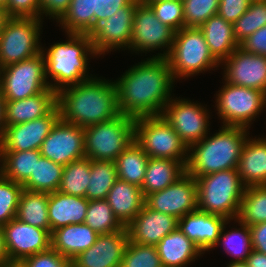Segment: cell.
Returning a JSON list of instances; mask_svg holds the SVG:
<instances>
[{"label":"cell","mask_w":266,"mask_h":267,"mask_svg":"<svg viewBox=\"0 0 266 267\" xmlns=\"http://www.w3.org/2000/svg\"><path fill=\"white\" fill-rule=\"evenodd\" d=\"M226 265L227 267H248L246 262H229Z\"/></svg>","instance_id":"cell-57"},{"label":"cell","mask_w":266,"mask_h":267,"mask_svg":"<svg viewBox=\"0 0 266 267\" xmlns=\"http://www.w3.org/2000/svg\"><path fill=\"white\" fill-rule=\"evenodd\" d=\"M246 264L248 267H266V254L253 249L247 257Z\"/></svg>","instance_id":"cell-53"},{"label":"cell","mask_w":266,"mask_h":267,"mask_svg":"<svg viewBox=\"0 0 266 267\" xmlns=\"http://www.w3.org/2000/svg\"><path fill=\"white\" fill-rule=\"evenodd\" d=\"M6 128L5 122V98L0 90V139L3 137Z\"/></svg>","instance_id":"cell-55"},{"label":"cell","mask_w":266,"mask_h":267,"mask_svg":"<svg viewBox=\"0 0 266 267\" xmlns=\"http://www.w3.org/2000/svg\"><path fill=\"white\" fill-rule=\"evenodd\" d=\"M133 64L115 82L119 113L132 117L161 116L175 95V80L166 58L147 57ZM172 93V94H171Z\"/></svg>","instance_id":"cell-1"},{"label":"cell","mask_w":266,"mask_h":267,"mask_svg":"<svg viewBox=\"0 0 266 267\" xmlns=\"http://www.w3.org/2000/svg\"><path fill=\"white\" fill-rule=\"evenodd\" d=\"M1 267H25L22 262H9L5 263Z\"/></svg>","instance_id":"cell-58"},{"label":"cell","mask_w":266,"mask_h":267,"mask_svg":"<svg viewBox=\"0 0 266 267\" xmlns=\"http://www.w3.org/2000/svg\"><path fill=\"white\" fill-rule=\"evenodd\" d=\"M60 119L57 105L45 116L30 122L6 126L0 139V151L39 150Z\"/></svg>","instance_id":"cell-19"},{"label":"cell","mask_w":266,"mask_h":267,"mask_svg":"<svg viewBox=\"0 0 266 267\" xmlns=\"http://www.w3.org/2000/svg\"><path fill=\"white\" fill-rule=\"evenodd\" d=\"M220 68L223 69L222 81L266 94V56L248 53L238 47L220 63Z\"/></svg>","instance_id":"cell-17"},{"label":"cell","mask_w":266,"mask_h":267,"mask_svg":"<svg viewBox=\"0 0 266 267\" xmlns=\"http://www.w3.org/2000/svg\"><path fill=\"white\" fill-rule=\"evenodd\" d=\"M184 27L199 28L210 17L218 14L219 0H182Z\"/></svg>","instance_id":"cell-44"},{"label":"cell","mask_w":266,"mask_h":267,"mask_svg":"<svg viewBox=\"0 0 266 267\" xmlns=\"http://www.w3.org/2000/svg\"><path fill=\"white\" fill-rule=\"evenodd\" d=\"M166 59L175 81L215 71L220 67V63L210 53L201 29L196 27H184L175 32Z\"/></svg>","instance_id":"cell-6"},{"label":"cell","mask_w":266,"mask_h":267,"mask_svg":"<svg viewBox=\"0 0 266 267\" xmlns=\"http://www.w3.org/2000/svg\"><path fill=\"white\" fill-rule=\"evenodd\" d=\"M10 259L7 254L5 247L4 231L2 226H0V267L5 263H9Z\"/></svg>","instance_id":"cell-54"},{"label":"cell","mask_w":266,"mask_h":267,"mask_svg":"<svg viewBox=\"0 0 266 267\" xmlns=\"http://www.w3.org/2000/svg\"><path fill=\"white\" fill-rule=\"evenodd\" d=\"M226 217L195 210L178 219V228L203 254L209 252L217 243Z\"/></svg>","instance_id":"cell-22"},{"label":"cell","mask_w":266,"mask_h":267,"mask_svg":"<svg viewBox=\"0 0 266 267\" xmlns=\"http://www.w3.org/2000/svg\"><path fill=\"white\" fill-rule=\"evenodd\" d=\"M84 223L98 234H109L124 228L105 199L89 201Z\"/></svg>","instance_id":"cell-40"},{"label":"cell","mask_w":266,"mask_h":267,"mask_svg":"<svg viewBox=\"0 0 266 267\" xmlns=\"http://www.w3.org/2000/svg\"><path fill=\"white\" fill-rule=\"evenodd\" d=\"M129 242L126 227L99 234L95 243L72 260V267H120Z\"/></svg>","instance_id":"cell-20"},{"label":"cell","mask_w":266,"mask_h":267,"mask_svg":"<svg viewBox=\"0 0 266 267\" xmlns=\"http://www.w3.org/2000/svg\"><path fill=\"white\" fill-rule=\"evenodd\" d=\"M105 200L124 227L137 216L145 205L142 189L121 179L116 180Z\"/></svg>","instance_id":"cell-28"},{"label":"cell","mask_w":266,"mask_h":267,"mask_svg":"<svg viewBox=\"0 0 266 267\" xmlns=\"http://www.w3.org/2000/svg\"><path fill=\"white\" fill-rule=\"evenodd\" d=\"M149 157L134 141L115 160L118 179L141 188Z\"/></svg>","instance_id":"cell-35"},{"label":"cell","mask_w":266,"mask_h":267,"mask_svg":"<svg viewBox=\"0 0 266 267\" xmlns=\"http://www.w3.org/2000/svg\"><path fill=\"white\" fill-rule=\"evenodd\" d=\"M39 151L43 157L62 166L86 157L84 128L59 119Z\"/></svg>","instance_id":"cell-16"},{"label":"cell","mask_w":266,"mask_h":267,"mask_svg":"<svg viewBox=\"0 0 266 267\" xmlns=\"http://www.w3.org/2000/svg\"><path fill=\"white\" fill-rule=\"evenodd\" d=\"M237 171L246 187L266 185V136L247 138Z\"/></svg>","instance_id":"cell-23"},{"label":"cell","mask_w":266,"mask_h":267,"mask_svg":"<svg viewBox=\"0 0 266 267\" xmlns=\"http://www.w3.org/2000/svg\"><path fill=\"white\" fill-rule=\"evenodd\" d=\"M144 2H155V1H161V0H143ZM166 1H172V0H166ZM182 1V0H180Z\"/></svg>","instance_id":"cell-60"},{"label":"cell","mask_w":266,"mask_h":267,"mask_svg":"<svg viewBox=\"0 0 266 267\" xmlns=\"http://www.w3.org/2000/svg\"><path fill=\"white\" fill-rule=\"evenodd\" d=\"M117 169L114 161L91 160L90 184L85 198L88 201L106 199L116 180Z\"/></svg>","instance_id":"cell-38"},{"label":"cell","mask_w":266,"mask_h":267,"mask_svg":"<svg viewBox=\"0 0 266 267\" xmlns=\"http://www.w3.org/2000/svg\"><path fill=\"white\" fill-rule=\"evenodd\" d=\"M215 97V106L223 126L244 127L250 130L253 121L266 107V94L258 89L235 86L225 81Z\"/></svg>","instance_id":"cell-8"},{"label":"cell","mask_w":266,"mask_h":267,"mask_svg":"<svg viewBox=\"0 0 266 267\" xmlns=\"http://www.w3.org/2000/svg\"><path fill=\"white\" fill-rule=\"evenodd\" d=\"M70 3L71 0H39L40 19L43 20L48 17V19L57 22L68 10Z\"/></svg>","instance_id":"cell-49"},{"label":"cell","mask_w":266,"mask_h":267,"mask_svg":"<svg viewBox=\"0 0 266 267\" xmlns=\"http://www.w3.org/2000/svg\"><path fill=\"white\" fill-rule=\"evenodd\" d=\"M145 205L180 219L197 210V182L187 171L167 188L148 194Z\"/></svg>","instance_id":"cell-15"},{"label":"cell","mask_w":266,"mask_h":267,"mask_svg":"<svg viewBox=\"0 0 266 267\" xmlns=\"http://www.w3.org/2000/svg\"><path fill=\"white\" fill-rule=\"evenodd\" d=\"M94 13H97V0H71L57 23L65 33L90 35L94 30Z\"/></svg>","instance_id":"cell-33"},{"label":"cell","mask_w":266,"mask_h":267,"mask_svg":"<svg viewBox=\"0 0 266 267\" xmlns=\"http://www.w3.org/2000/svg\"><path fill=\"white\" fill-rule=\"evenodd\" d=\"M239 47L248 53L266 56V25L243 40Z\"/></svg>","instance_id":"cell-50"},{"label":"cell","mask_w":266,"mask_h":267,"mask_svg":"<svg viewBox=\"0 0 266 267\" xmlns=\"http://www.w3.org/2000/svg\"><path fill=\"white\" fill-rule=\"evenodd\" d=\"M232 221H234V224L238 223V225L230 227L231 230L226 229ZM216 247H221L225 254L231 255L232 258L229 262H246L247 257L253 250L250 227L237 219L228 220L222 228L217 243L210 251Z\"/></svg>","instance_id":"cell-31"},{"label":"cell","mask_w":266,"mask_h":267,"mask_svg":"<svg viewBox=\"0 0 266 267\" xmlns=\"http://www.w3.org/2000/svg\"><path fill=\"white\" fill-rule=\"evenodd\" d=\"M98 235L85 223L69 224L51 232V248L72 261L91 247Z\"/></svg>","instance_id":"cell-26"},{"label":"cell","mask_w":266,"mask_h":267,"mask_svg":"<svg viewBox=\"0 0 266 267\" xmlns=\"http://www.w3.org/2000/svg\"><path fill=\"white\" fill-rule=\"evenodd\" d=\"M89 201L84 197L59 191L48 193L50 233L69 224L84 223Z\"/></svg>","instance_id":"cell-25"},{"label":"cell","mask_w":266,"mask_h":267,"mask_svg":"<svg viewBox=\"0 0 266 267\" xmlns=\"http://www.w3.org/2000/svg\"><path fill=\"white\" fill-rule=\"evenodd\" d=\"M211 114V115H210ZM183 142L190 148L209 132L212 112L206 104L189 98L172 97L161 114Z\"/></svg>","instance_id":"cell-13"},{"label":"cell","mask_w":266,"mask_h":267,"mask_svg":"<svg viewBox=\"0 0 266 267\" xmlns=\"http://www.w3.org/2000/svg\"><path fill=\"white\" fill-rule=\"evenodd\" d=\"M90 168L91 160L87 157L65 165L58 191L85 198L90 184Z\"/></svg>","instance_id":"cell-37"},{"label":"cell","mask_w":266,"mask_h":267,"mask_svg":"<svg viewBox=\"0 0 266 267\" xmlns=\"http://www.w3.org/2000/svg\"><path fill=\"white\" fill-rule=\"evenodd\" d=\"M56 105L61 120L83 128L120 114L115 82L102 76L59 90Z\"/></svg>","instance_id":"cell-2"},{"label":"cell","mask_w":266,"mask_h":267,"mask_svg":"<svg viewBox=\"0 0 266 267\" xmlns=\"http://www.w3.org/2000/svg\"><path fill=\"white\" fill-rule=\"evenodd\" d=\"M63 169L64 166L41 156L38 162H35L33 173H31L29 179L22 185L23 189L45 193L58 191Z\"/></svg>","instance_id":"cell-36"},{"label":"cell","mask_w":266,"mask_h":267,"mask_svg":"<svg viewBox=\"0 0 266 267\" xmlns=\"http://www.w3.org/2000/svg\"><path fill=\"white\" fill-rule=\"evenodd\" d=\"M139 1L135 0L131 5L121 7L112 16L98 23L90 33L92 45L99 56L104 58L106 53L129 48L134 13Z\"/></svg>","instance_id":"cell-14"},{"label":"cell","mask_w":266,"mask_h":267,"mask_svg":"<svg viewBox=\"0 0 266 267\" xmlns=\"http://www.w3.org/2000/svg\"><path fill=\"white\" fill-rule=\"evenodd\" d=\"M266 25V1H252L248 10L233 24L234 36L240 44L248 36Z\"/></svg>","instance_id":"cell-41"},{"label":"cell","mask_w":266,"mask_h":267,"mask_svg":"<svg viewBox=\"0 0 266 267\" xmlns=\"http://www.w3.org/2000/svg\"><path fill=\"white\" fill-rule=\"evenodd\" d=\"M23 186L0 174V226L16 217Z\"/></svg>","instance_id":"cell-43"},{"label":"cell","mask_w":266,"mask_h":267,"mask_svg":"<svg viewBox=\"0 0 266 267\" xmlns=\"http://www.w3.org/2000/svg\"><path fill=\"white\" fill-rule=\"evenodd\" d=\"M135 0H97V13H94V28L98 23L112 16L118 9L131 5Z\"/></svg>","instance_id":"cell-51"},{"label":"cell","mask_w":266,"mask_h":267,"mask_svg":"<svg viewBox=\"0 0 266 267\" xmlns=\"http://www.w3.org/2000/svg\"><path fill=\"white\" fill-rule=\"evenodd\" d=\"M237 220L248 226L266 221V185L245 188Z\"/></svg>","instance_id":"cell-39"},{"label":"cell","mask_w":266,"mask_h":267,"mask_svg":"<svg viewBox=\"0 0 266 267\" xmlns=\"http://www.w3.org/2000/svg\"><path fill=\"white\" fill-rule=\"evenodd\" d=\"M64 41L41 49L45 59L46 79L56 93L66 87L77 85L96 75L90 74L89 60L100 58L95 52L89 34L66 33ZM50 78V80H49Z\"/></svg>","instance_id":"cell-3"},{"label":"cell","mask_w":266,"mask_h":267,"mask_svg":"<svg viewBox=\"0 0 266 267\" xmlns=\"http://www.w3.org/2000/svg\"><path fill=\"white\" fill-rule=\"evenodd\" d=\"M51 89L43 53L0 68V90L5 100H21Z\"/></svg>","instance_id":"cell-12"},{"label":"cell","mask_w":266,"mask_h":267,"mask_svg":"<svg viewBox=\"0 0 266 267\" xmlns=\"http://www.w3.org/2000/svg\"><path fill=\"white\" fill-rule=\"evenodd\" d=\"M197 210L237 219L246 186L237 169H227L196 178Z\"/></svg>","instance_id":"cell-5"},{"label":"cell","mask_w":266,"mask_h":267,"mask_svg":"<svg viewBox=\"0 0 266 267\" xmlns=\"http://www.w3.org/2000/svg\"><path fill=\"white\" fill-rule=\"evenodd\" d=\"M155 247L163 267H188L204 255L178 227L163 237Z\"/></svg>","instance_id":"cell-27"},{"label":"cell","mask_w":266,"mask_h":267,"mask_svg":"<svg viewBox=\"0 0 266 267\" xmlns=\"http://www.w3.org/2000/svg\"><path fill=\"white\" fill-rule=\"evenodd\" d=\"M135 119L123 114L84 128L85 156L90 160L114 161L134 140Z\"/></svg>","instance_id":"cell-7"},{"label":"cell","mask_w":266,"mask_h":267,"mask_svg":"<svg viewBox=\"0 0 266 267\" xmlns=\"http://www.w3.org/2000/svg\"><path fill=\"white\" fill-rule=\"evenodd\" d=\"M188 161H177L166 158H149L141 189L146 197L153 192L161 191L186 172Z\"/></svg>","instance_id":"cell-30"},{"label":"cell","mask_w":266,"mask_h":267,"mask_svg":"<svg viewBox=\"0 0 266 267\" xmlns=\"http://www.w3.org/2000/svg\"><path fill=\"white\" fill-rule=\"evenodd\" d=\"M43 20L34 17H9L0 34V68L41 53Z\"/></svg>","instance_id":"cell-9"},{"label":"cell","mask_w":266,"mask_h":267,"mask_svg":"<svg viewBox=\"0 0 266 267\" xmlns=\"http://www.w3.org/2000/svg\"><path fill=\"white\" fill-rule=\"evenodd\" d=\"M177 226L178 219L174 216L154 211L144 205L126 228L131 242L156 246Z\"/></svg>","instance_id":"cell-21"},{"label":"cell","mask_w":266,"mask_h":267,"mask_svg":"<svg viewBox=\"0 0 266 267\" xmlns=\"http://www.w3.org/2000/svg\"><path fill=\"white\" fill-rule=\"evenodd\" d=\"M7 3V0H0V6H5Z\"/></svg>","instance_id":"cell-59"},{"label":"cell","mask_w":266,"mask_h":267,"mask_svg":"<svg viewBox=\"0 0 266 267\" xmlns=\"http://www.w3.org/2000/svg\"><path fill=\"white\" fill-rule=\"evenodd\" d=\"M249 227L253 249L266 254V221Z\"/></svg>","instance_id":"cell-52"},{"label":"cell","mask_w":266,"mask_h":267,"mask_svg":"<svg viewBox=\"0 0 266 267\" xmlns=\"http://www.w3.org/2000/svg\"><path fill=\"white\" fill-rule=\"evenodd\" d=\"M134 140L149 158L188 161L189 148L162 116L135 119Z\"/></svg>","instance_id":"cell-10"},{"label":"cell","mask_w":266,"mask_h":267,"mask_svg":"<svg viewBox=\"0 0 266 267\" xmlns=\"http://www.w3.org/2000/svg\"><path fill=\"white\" fill-rule=\"evenodd\" d=\"M16 218L50 232L48 220V193L23 189L19 198Z\"/></svg>","instance_id":"cell-34"},{"label":"cell","mask_w":266,"mask_h":267,"mask_svg":"<svg viewBox=\"0 0 266 267\" xmlns=\"http://www.w3.org/2000/svg\"><path fill=\"white\" fill-rule=\"evenodd\" d=\"M199 28L208 44L210 53L219 63L227 59L240 46L234 36L233 24L218 14L210 17Z\"/></svg>","instance_id":"cell-29"},{"label":"cell","mask_w":266,"mask_h":267,"mask_svg":"<svg viewBox=\"0 0 266 267\" xmlns=\"http://www.w3.org/2000/svg\"><path fill=\"white\" fill-rule=\"evenodd\" d=\"M25 267H72V261L52 248L22 261Z\"/></svg>","instance_id":"cell-46"},{"label":"cell","mask_w":266,"mask_h":267,"mask_svg":"<svg viewBox=\"0 0 266 267\" xmlns=\"http://www.w3.org/2000/svg\"><path fill=\"white\" fill-rule=\"evenodd\" d=\"M39 150L0 151V174L23 185L34 171L41 157Z\"/></svg>","instance_id":"cell-32"},{"label":"cell","mask_w":266,"mask_h":267,"mask_svg":"<svg viewBox=\"0 0 266 267\" xmlns=\"http://www.w3.org/2000/svg\"><path fill=\"white\" fill-rule=\"evenodd\" d=\"M210 132L189 148L186 171L195 179L210 173L237 169L240 155L250 135L244 127L223 126Z\"/></svg>","instance_id":"cell-4"},{"label":"cell","mask_w":266,"mask_h":267,"mask_svg":"<svg viewBox=\"0 0 266 267\" xmlns=\"http://www.w3.org/2000/svg\"><path fill=\"white\" fill-rule=\"evenodd\" d=\"M120 267L163 266L154 245H143L129 240Z\"/></svg>","instance_id":"cell-42"},{"label":"cell","mask_w":266,"mask_h":267,"mask_svg":"<svg viewBox=\"0 0 266 267\" xmlns=\"http://www.w3.org/2000/svg\"><path fill=\"white\" fill-rule=\"evenodd\" d=\"M8 18L9 16L6 13V9L3 6H0V34Z\"/></svg>","instance_id":"cell-56"},{"label":"cell","mask_w":266,"mask_h":267,"mask_svg":"<svg viewBox=\"0 0 266 267\" xmlns=\"http://www.w3.org/2000/svg\"><path fill=\"white\" fill-rule=\"evenodd\" d=\"M4 8L9 17H34L40 19L39 0H7Z\"/></svg>","instance_id":"cell-47"},{"label":"cell","mask_w":266,"mask_h":267,"mask_svg":"<svg viewBox=\"0 0 266 267\" xmlns=\"http://www.w3.org/2000/svg\"><path fill=\"white\" fill-rule=\"evenodd\" d=\"M56 106V92H43L21 100H5L6 126L30 122L47 115Z\"/></svg>","instance_id":"cell-24"},{"label":"cell","mask_w":266,"mask_h":267,"mask_svg":"<svg viewBox=\"0 0 266 267\" xmlns=\"http://www.w3.org/2000/svg\"><path fill=\"white\" fill-rule=\"evenodd\" d=\"M2 228L10 262H22L33 254L51 248V233L46 229L22 222L16 217Z\"/></svg>","instance_id":"cell-18"},{"label":"cell","mask_w":266,"mask_h":267,"mask_svg":"<svg viewBox=\"0 0 266 267\" xmlns=\"http://www.w3.org/2000/svg\"><path fill=\"white\" fill-rule=\"evenodd\" d=\"M175 31L163 24L148 3L140 0L135 9L129 50L137 55L159 51L150 57L166 58L174 40ZM163 51V52H162ZM162 52V53H161Z\"/></svg>","instance_id":"cell-11"},{"label":"cell","mask_w":266,"mask_h":267,"mask_svg":"<svg viewBox=\"0 0 266 267\" xmlns=\"http://www.w3.org/2000/svg\"><path fill=\"white\" fill-rule=\"evenodd\" d=\"M153 9L156 17L175 32L184 28L183 1H155L145 2Z\"/></svg>","instance_id":"cell-45"},{"label":"cell","mask_w":266,"mask_h":267,"mask_svg":"<svg viewBox=\"0 0 266 267\" xmlns=\"http://www.w3.org/2000/svg\"><path fill=\"white\" fill-rule=\"evenodd\" d=\"M251 0H219L218 15L234 24L250 6Z\"/></svg>","instance_id":"cell-48"}]
</instances>
